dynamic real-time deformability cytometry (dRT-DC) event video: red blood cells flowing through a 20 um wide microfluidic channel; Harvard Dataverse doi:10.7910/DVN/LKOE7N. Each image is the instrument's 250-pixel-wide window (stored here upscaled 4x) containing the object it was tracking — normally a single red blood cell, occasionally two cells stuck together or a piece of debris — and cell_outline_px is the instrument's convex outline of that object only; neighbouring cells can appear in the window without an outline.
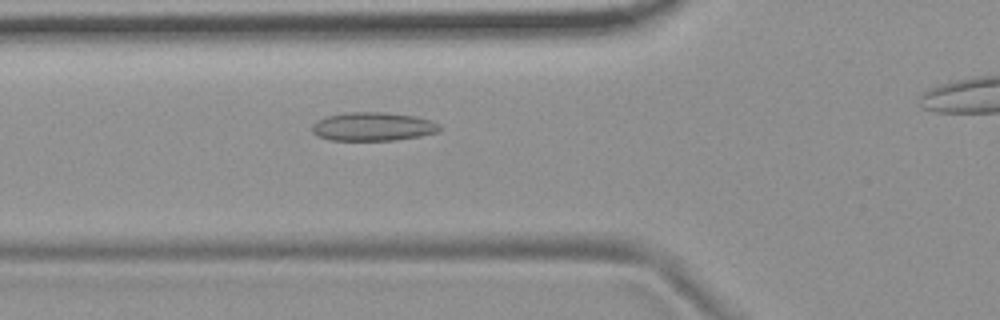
{"species": "common noctule bat (a hibernating species)", "species_latin": "Nyctalus noctula", "temperature_condition": "room temperature", "stored_images_in_passage": 5, "camera_frame_rate_fps": 3000, "um_per_image_px": 0.085, "animal": {"sex": "female", "body_mass_g": 19.9}, "frame": {"image": 1, "passage_image": 4, "time_ms": 4.333, "image_size_px": [1000, 320], "cell_outline_px": [[440, 132], [420, 136], [396, 140], [328, 140], [312, 132], [312, 124], [316, 120], [324, 116], [348, 112], [384, 112], [416, 116], [432, 120], [440, 124]], "centroid_in_image_um": [31.71, 10.75], "position_along_channel_um": 94.1, "area_um2": 21.5}}